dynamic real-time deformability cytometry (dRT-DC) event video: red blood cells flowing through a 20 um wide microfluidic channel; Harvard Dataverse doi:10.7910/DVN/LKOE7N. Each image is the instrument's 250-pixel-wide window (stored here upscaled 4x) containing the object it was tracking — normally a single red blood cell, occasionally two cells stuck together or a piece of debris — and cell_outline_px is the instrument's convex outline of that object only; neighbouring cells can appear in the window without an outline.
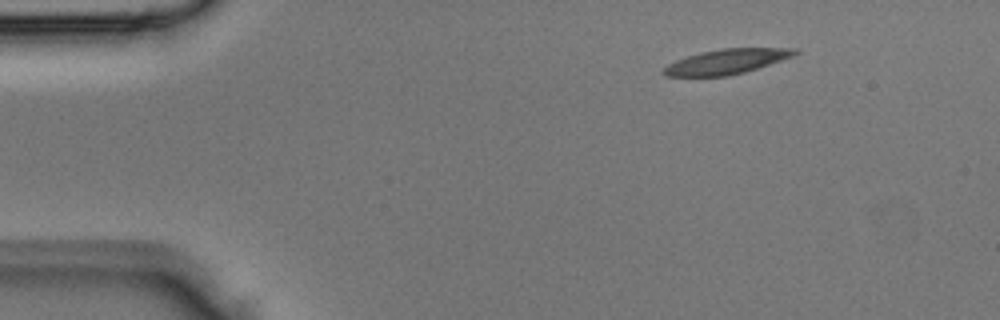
{"species": "Egyptian fruit bat (a non-hibernating species)", "species_latin": "Rousettus aegyptiacus", "temperature_condition": "room temperature", "stored_images_in_passage": 4, "camera_frame_rate_fps": 3000, "um_per_image_px": 0.085, "animal": {"sex": "male"}, "frame": {"image": 1, "passage_image": 1, "time_ms": 0.0, "image_size_px": [1000, 320], "cell_outline_px": [[800, 52], [796, 56], [744, 72], [728, 76], [664, 76], [660, 72], [668, 64], [676, 60], [700, 52], [720, 48], [796, 48]], "centroid_in_image_um": [61.78, 5.23], "position_along_channel_um": 23.2, "area_um2": 19.19}}
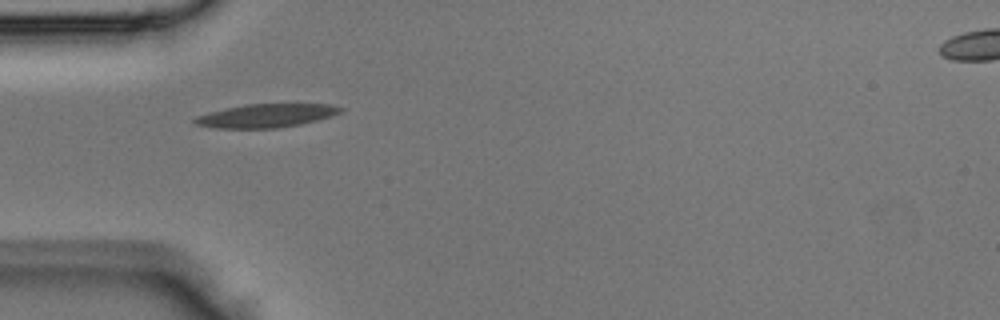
{"frame": {"image": 2, "passage_image": 3, "time_ms": 0.667, "image_size_px": [1000, 320], "cell_outline_px": [[344, 108], [340, 112], [332, 116], [300, 124], [276, 128], [216, 128], [196, 124], [192, 120], [196, 116], [208, 112], [244, 104], [328, 104]], "centroid_in_image_um": [22.6, 9.83], "position_along_channel_um": 62.4, "area_um2": 19.83}}
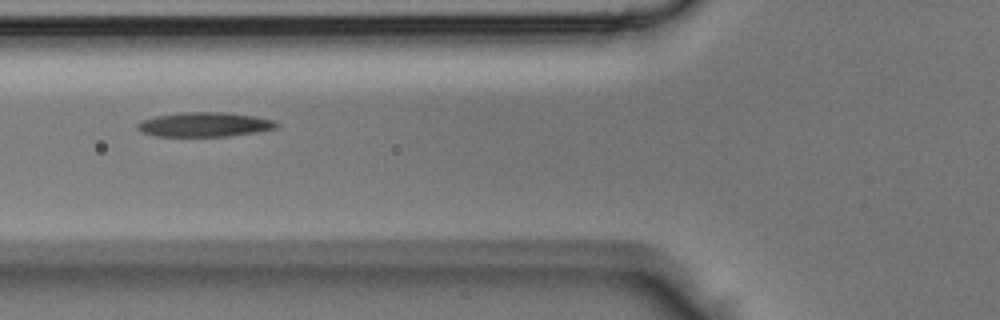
{"frame": {"image": 3, "passage_image": 4, "time_ms": 1.0, "image_size_px": [1000, 320], "cell_outline_px": [[280, 124], [276, 128], [260, 132], [228, 136], [156, 136], [140, 132], [136, 128], [136, 124], [140, 120], [156, 116], [180, 112], [224, 112], [256, 116], [272, 120]], "centroid_in_image_um": [17.37, 10.58], "position_along_channel_um": 108.4, "area_um2": 20.06}}